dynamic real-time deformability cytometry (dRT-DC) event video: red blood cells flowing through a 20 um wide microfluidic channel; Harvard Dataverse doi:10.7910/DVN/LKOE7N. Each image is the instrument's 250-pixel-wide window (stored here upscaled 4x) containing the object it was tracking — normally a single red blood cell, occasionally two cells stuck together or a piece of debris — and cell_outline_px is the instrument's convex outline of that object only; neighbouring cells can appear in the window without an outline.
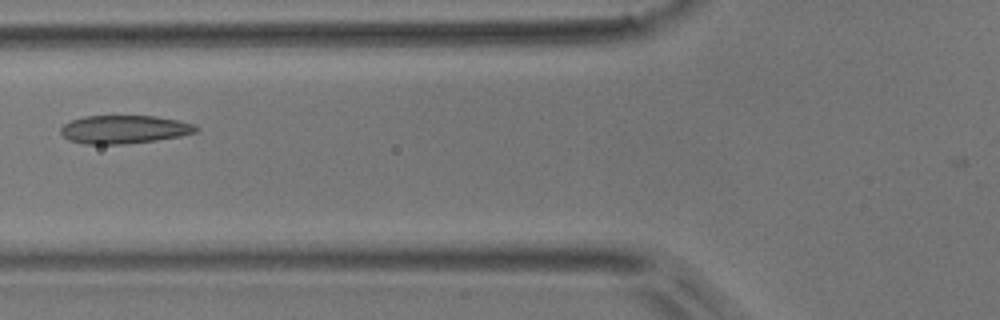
{"species": "common noctule bat (a hibernating species)", "species_latin": "Nyctalus noctula", "temperature_condition": "room temperature", "stored_images_in_passage": 4, "camera_frame_rate_fps": 3000, "um_per_image_px": 0.085, "animal": {"sex": "male", "body_mass_g": 17.9}, "frame": {"image": 1, "passage_image": 4, "time_ms": 1.0, "image_size_px": [1000, 320], "cell_outline_px": [[200, 128], [196, 132], [180, 136], [156, 140], [124, 144], [84, 144], [68, 140], [60, 132], [60, 128], [64, 124], [72, 120], [84, 116], [152, 116], [176, 120], [192, 124]], "centroid_in_image_um": [10.52, 11.0], "position_along_channel_um": 115.3, "area_um2": 22.14}}